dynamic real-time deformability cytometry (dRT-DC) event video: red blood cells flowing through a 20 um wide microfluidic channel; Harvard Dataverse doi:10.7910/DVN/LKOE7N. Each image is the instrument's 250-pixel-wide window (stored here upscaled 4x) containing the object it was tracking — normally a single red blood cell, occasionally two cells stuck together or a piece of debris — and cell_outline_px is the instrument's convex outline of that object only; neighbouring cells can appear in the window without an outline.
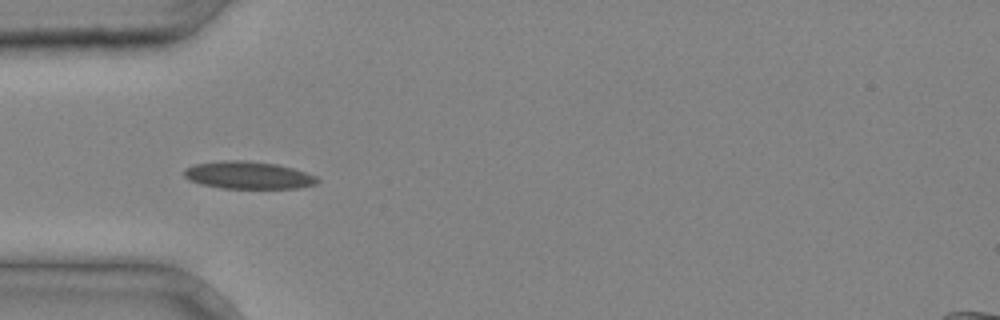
{"species": "common noctule bat (a hibernating species)", "species_latin": "Nyctalus noctula", "temperature_condition": "cold", "stored_images_in_passage": 4, "camera_frame_rate_fps": 3000, "um_per_image_px": 0.085, "animal": {"sex": "male", "body_mass_g": 20.4}, "frame": {"image": 1, "passage_image": 3, "time_ms": 0.667, "image_size_px": [1000, 320], "cell_outline_px": [[320, 180], [316, 184], [300, 188], [220, 188], [200, 184], [188, 180], [184, 176], [184, 168], [196, 164], [220, 160], [244, 160], [276, 164], [292, 168], [316, 176]], "centroid_in_image_um": [21.07, 14.89], "position_along_channel_um": 63.9, "area_um2": 21.39}}